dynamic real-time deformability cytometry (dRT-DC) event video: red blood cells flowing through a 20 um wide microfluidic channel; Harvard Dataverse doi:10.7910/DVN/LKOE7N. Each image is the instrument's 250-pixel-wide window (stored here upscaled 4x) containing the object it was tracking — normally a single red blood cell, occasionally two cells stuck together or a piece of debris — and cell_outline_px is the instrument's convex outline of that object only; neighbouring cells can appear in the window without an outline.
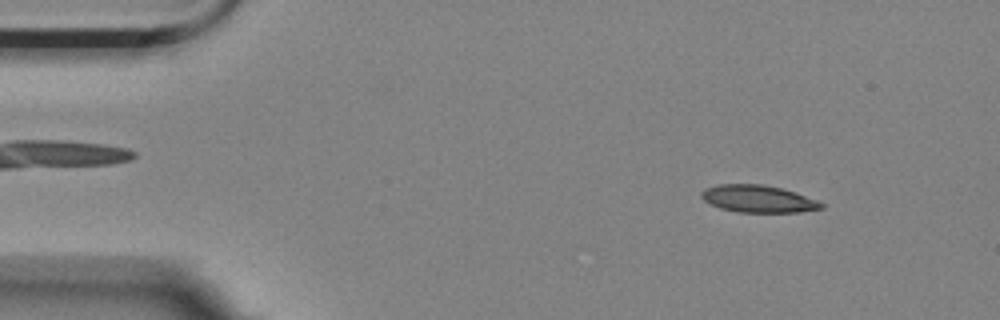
{"species": "Egyptian fruit bat (a non-hibernating species)", "species_latin": "Rousettus aegyptiacus", "temperature_condition": "room temperature", "stored_images_in_passage": 6, "camera_frame_rate_fps": 3000, "um_per_image_px": 0.085, "animal": {"sex": "female"}, "frame": {"image": 1, "passage_image": 1, "time_ms": 0.0, "image_size_px": [1000, 320], "cell_outline_px": [[824, 208], [800, 212], [736, 212], [720, 208], [704, 200], [700, 196], [700, 192], [704, 188], [716, 184], [760, 184], [780, 188], [796, 192], [816, 200], [824, 204]], "centroid_in_image_um": [64.42, 16.9], "position_along_channel_um": 20.6, "area_um2": 19.07}}
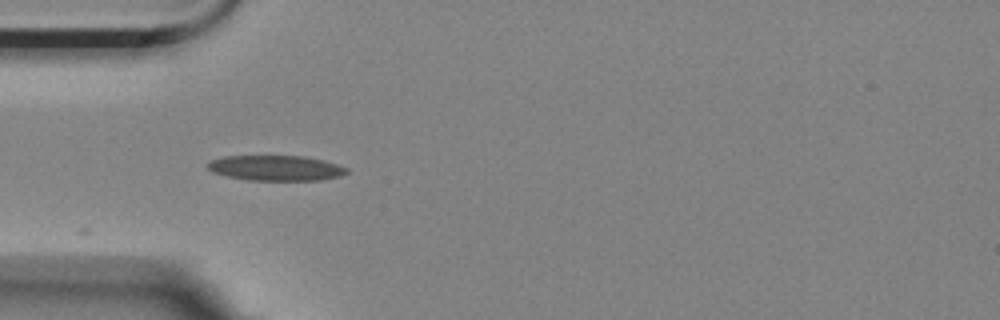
{"frame": {"image": 2, "passage_image": 4, "time_ms": 1.0, "image_size_px": [1000, 320], "cell_outline_px": [[348, 172], [340, 176], [320, 180], [248, 180], [228, 176], [212, 172], [208, 168], [208, 164], [212, 160], [224, 156], [304, 156], [324, 160], [348, 168]], "centroid_in_image_um": [23.47, 14.28], "position_along_channel_um": 61.5, "area_um2": 20.35}}